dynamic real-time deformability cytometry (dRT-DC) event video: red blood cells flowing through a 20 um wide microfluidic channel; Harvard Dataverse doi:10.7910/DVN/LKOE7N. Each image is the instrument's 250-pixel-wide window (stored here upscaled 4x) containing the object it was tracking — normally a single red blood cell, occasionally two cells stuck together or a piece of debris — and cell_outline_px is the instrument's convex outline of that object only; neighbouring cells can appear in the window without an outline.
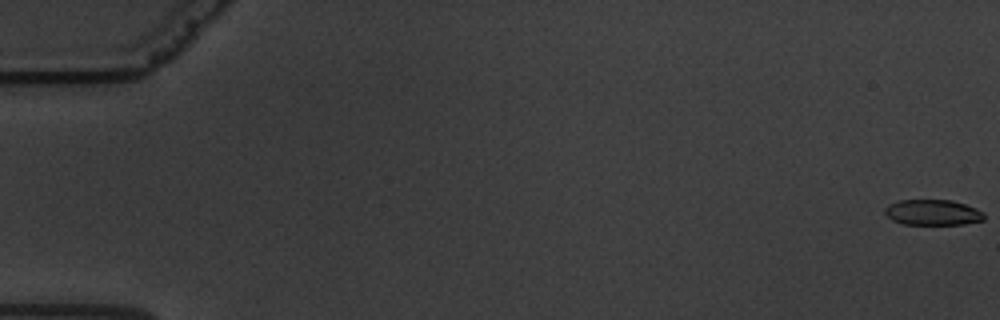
{"species": "common noctule bat (a hibernating species)", "species_latin": "Nyctalus noctula", "temperature_condition": "warm", "stored_images_in_passage": 62, "camera_frame_rate_fps": 3000, "um_per_image_px": 0.085, "animal": {"sex": "male", "body_mass_g": 19.5, "forearm_length_mm": 54.6}, "frame": {"image": 1, "passage_image": 1, "time_ms": 0.0, "image_size_px": [1000, 320], "cell_outline_px": [[984, 220], [964, 224], [904, 224], [892, 220], [884, 212], [884, 208], [888, 204], [900, 200], [952, 200], [976, 208], [984, 212]], "centroid_in_image_um": [79.28, 18.05], "position_along_channel_um": 5.7, "area_um2": 14.8}}
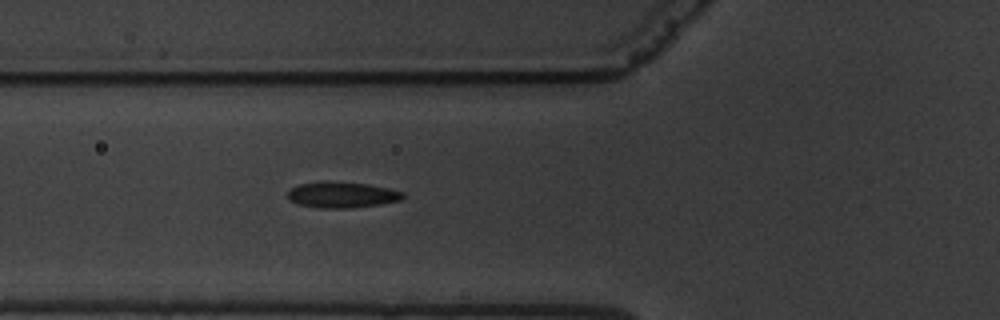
{"frame": {"image": 2, "passage_image": 24, "time_ms": 7.667, "image_size_px": [1000, 320], "cell_outline_px": [[404, 196], [400, 200], [380, 204], [352, 208], [320, 208], [296, 204], [288, 200], [288, 192], [296, 184], [320, 180], [332, 180], [368, 184], [388, 188], [404, 192]], "centroid_in_image_um": [29.01, 16.54], "position_along_channel_um": 96.8, "area_um2": 17.86}}
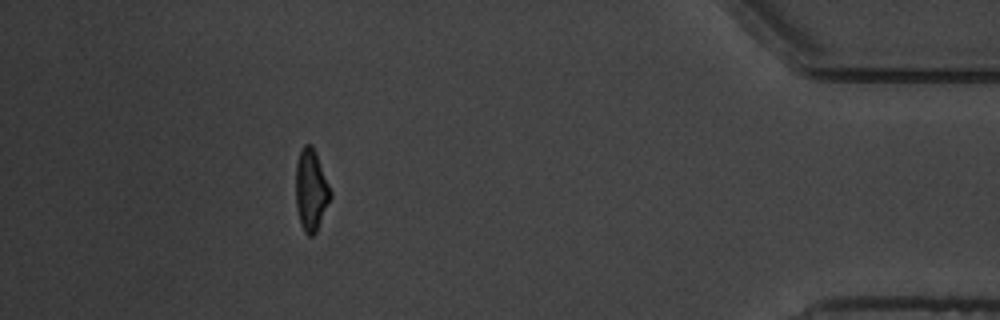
{"frame": {"image": 3, "passage_image": 56, "time_ms": 18.333, "image_size_px": [1000, 320], "cell_outline_px": [[332, 196], [316, 232], [312, 236], [308, 236], [304, 232], [296, 208], [296, 164], [300, 152], [304, 144], [312, 144], [316, 152], [332, 192]], "centroid_in_image_um": [26.45, 16.15], "position_along_channel_um": 408.8, "area_um2": 16.47}, "authors_computed_cell_mechanics": {"area_um2": 17.0221, "velocity_mm_per_s": 3.38, "shape_relaxation_time_tau1_ms": 5.6263, "shape_relaxation_time_tau2_ms": 1.6009, "deformation_change_tau1": 0.1716, "deformation_change_tau2": 0.0992}}